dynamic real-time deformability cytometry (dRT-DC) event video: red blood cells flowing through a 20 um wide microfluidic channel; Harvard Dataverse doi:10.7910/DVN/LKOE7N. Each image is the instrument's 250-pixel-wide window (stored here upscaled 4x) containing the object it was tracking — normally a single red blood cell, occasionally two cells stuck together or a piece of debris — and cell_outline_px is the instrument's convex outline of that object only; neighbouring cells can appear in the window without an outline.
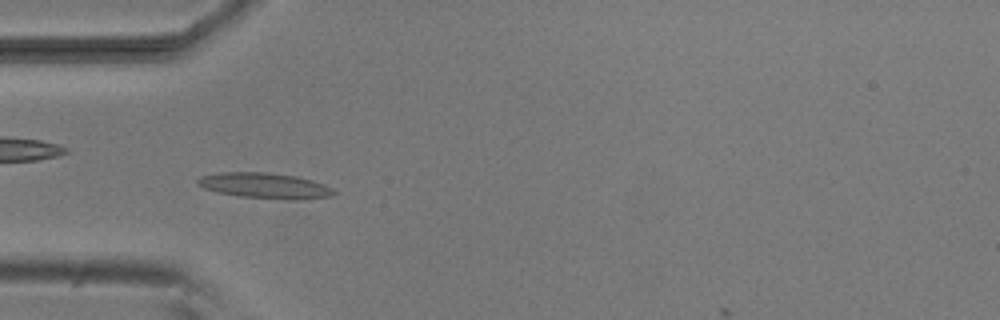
{"species": "common noctule bat (a hibernating species)", "species_latin": "Nyctalus noctula", "temperature_condition": "room temperature", "stored_images_in_passage": 42, "camera_frame_rate_fps": 3000, "um_per_image_px": 0.085, "animal": {"sex": "male", "body_mass_g": 20.5, "forearm_length_mm": 52.5}, "frame": {"image": 1, "passage_image": 5, "time_ms": 1.333, "image_size_px": [1000, 320], "cell_outline_px": [[336, 192], [332, 196], [304, 200], [284, 200], [240, 196], [220, 192], [204, 188], [196, 184], [196, 180], [200, 176], [220, 172], [268, 172], [296, 176], [312, 180], [324, 184], [332, 188]], "centroid_in_image_um": [22.54, 15.78], "position_along_channel_um": 62.5, "area_um2": 20.52}}
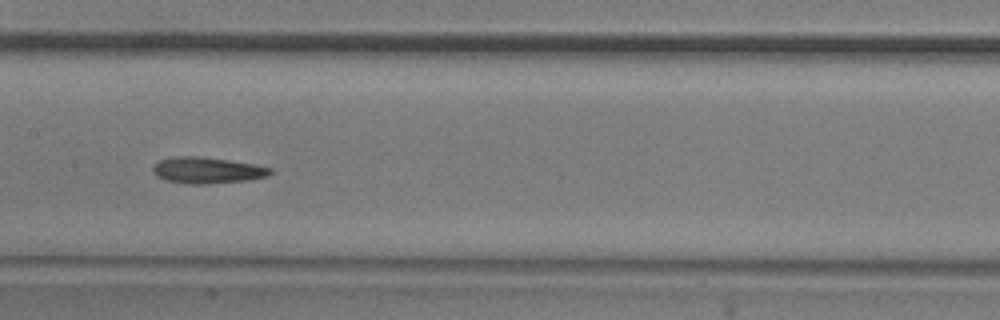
{"frame": {"image": 2, "passage_image": 15, "time_ms": 4.667, "image_size_px": [1000, 320], "cell_outline_px": [[272, 172], [268, 176], [252, 180], [204, 184], [188, 184], [164, 180], [156, 176], [152, 172], [152, 168], [160, 160], [172, 156], [196, 156], [228, 160], [256, 164], [272, 168]], "centroid_in_image_um": [17.62, 14.48], "position_along_channel_um": 189.8, "area_um2": 18.15}}
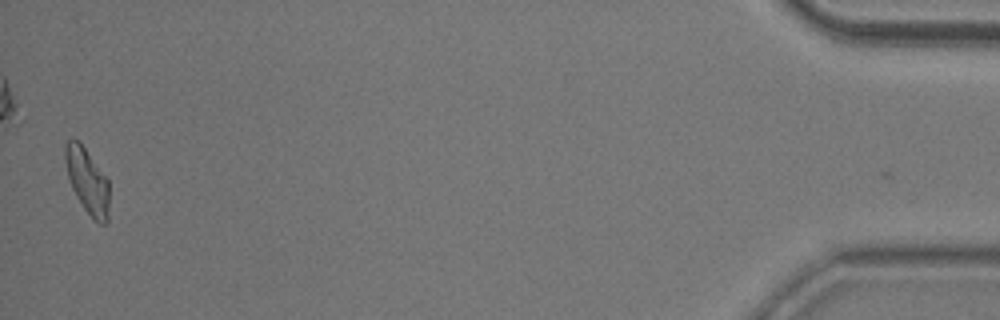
{"frame": {"image": 3, "passage_image": 41, "time_ms": 13.333, "image_size_px": [1000, 320], "cell_outline_px": [[108, 220], [104, 224], [100, 224], [92, 220], [76, 196], [72, 188], [68, 176], [64, 156], [64, 144], [68, 140], [80, 140], [108, 176]], "centroid_in_image_um": [7.43, 15.34], "position_along_channel_um": 427.8, "area_um2": 17.17}, "authors_computed_cell_mechanics": {"area_um2": 17.1088, "velocity_mm_per_s": 3.8165, "shape_relaxation_time_tau1_ms": 9.9011, "shape_relaxation_time_tau2_ms": 8.0818, "deformation_change_tau1": 0.2612, "deformation_change_tau2": 0.1961}}